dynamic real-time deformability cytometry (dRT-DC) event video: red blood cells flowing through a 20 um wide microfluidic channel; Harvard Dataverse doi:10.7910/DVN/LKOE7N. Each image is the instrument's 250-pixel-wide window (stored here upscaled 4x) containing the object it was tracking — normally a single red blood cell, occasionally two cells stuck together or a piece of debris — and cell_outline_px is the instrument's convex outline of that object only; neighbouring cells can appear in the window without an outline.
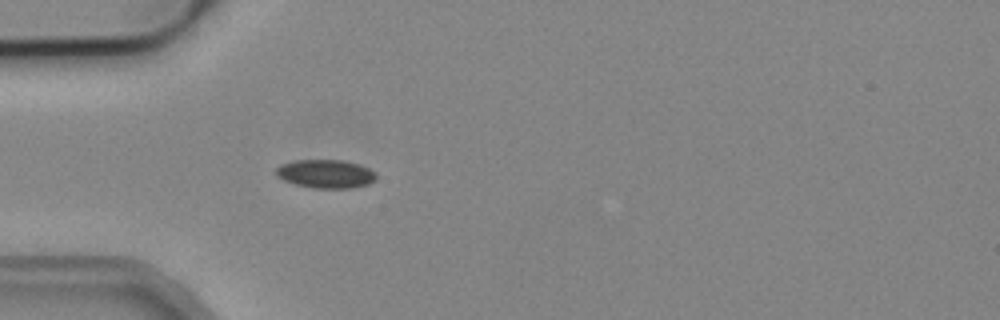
{"species": "common noctule bat (a hibernating species)", "species_latin": "Nyctalus noctula", "temperature_condition": "cold", "stored_images_in_passage": 4, "camera_frame_rate_fps": 3000, "um_per_image_px": 0.085, "animal": {"sex": "male", "body_mass_g": 19.2, "forearm_length_mm": 51.8}, "frame": {"image": 1, "passage_image": 4, "time_ms": 1.0, "image_size_px": [1000, 320], "cell_outline_px": [[376, 180], [368, 184], [352, 188], [316, 188], [296, 184], [284, 180], [276, 176], [276, 168], [280, 164], [296, 160], [340, 160], [360, 164], [376, 172]], "centroid_in_image_um": [27.7, 14.77], "position_along_channel_um": 57.3, "area_um2": 16.65}}